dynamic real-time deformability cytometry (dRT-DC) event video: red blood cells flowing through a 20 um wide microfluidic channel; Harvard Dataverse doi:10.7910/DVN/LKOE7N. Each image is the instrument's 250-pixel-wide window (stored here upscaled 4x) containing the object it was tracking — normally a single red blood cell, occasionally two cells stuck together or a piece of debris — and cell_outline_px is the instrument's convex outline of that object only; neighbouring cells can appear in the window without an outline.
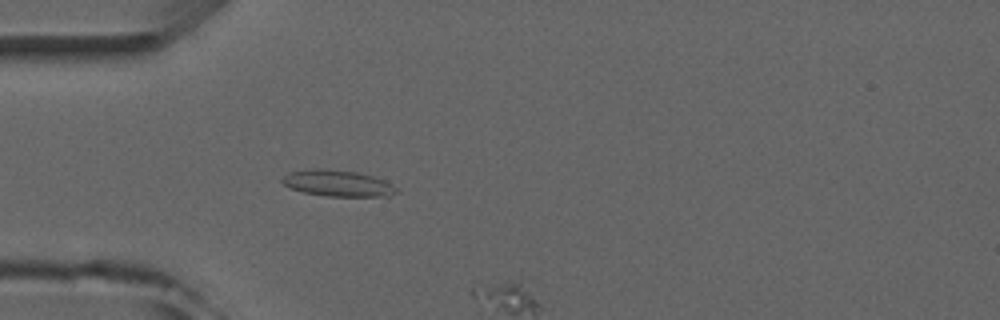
{"species": "common noctule bat (a hibernating species)", "species_latin": "Nyctalus noctula", "temperature_condition": "room temperature", "stored_images_in_passage": 4, "camera_frame_rate_fps": 3000, "um_per_image_px": 0.085, "animal": {"sex": "male", "forearm_length_mm": 52.5}, "frame": {"image": 1, "passage_image": 4, "time_ms": 3.667, "image_size_px": [1000, 320], "cell_outline_px": [[400, 192], [388, 196], [328, 196], [304, 192], [292, 188], [284, 184], [280, 180], [288, 172], [316, 168], [320, 168], [356, 172], [372, 176], [384, 180], [392, 184]], "centroid_in_image_um": [28.72, 15.57], "position_along_channel_um": 56.3, "area_um2": 17.34}}